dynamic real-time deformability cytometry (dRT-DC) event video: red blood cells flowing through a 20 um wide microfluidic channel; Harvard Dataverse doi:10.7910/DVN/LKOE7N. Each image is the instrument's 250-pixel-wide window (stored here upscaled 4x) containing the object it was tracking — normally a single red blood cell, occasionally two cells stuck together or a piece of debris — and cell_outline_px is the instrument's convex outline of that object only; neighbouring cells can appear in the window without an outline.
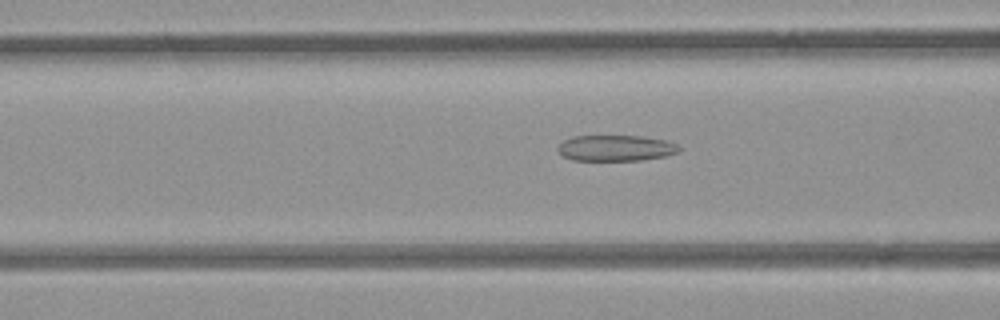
{"species": "common noctule bat (a hibernating species)", "species_latin": "Nyctalus noctula", "temperature_condition": "room temperature", "stored_images_in_passage": 50, "camera_frame_rate_fps": 3000, "um_per_image_px": 0.085, "animal": {"sex": "female", "body_mass_g": 21.9}, "frame": {"image": 1, "passage_image": 17, "time_ms": 5.333, "image_size_px": [1000, 320], "cell_outline_px": [[680, 152], [664, 156], [640, 160], [572, 160], [564, 156], [556, 148], [564, 140], [572, 136], [640, 136], [664, 140], [676, 144], [680, 148]], "centroid_in_image_um": [52.33, 12.58], "position_along_channel_um": 114.3, "area_um2": 18.15}}
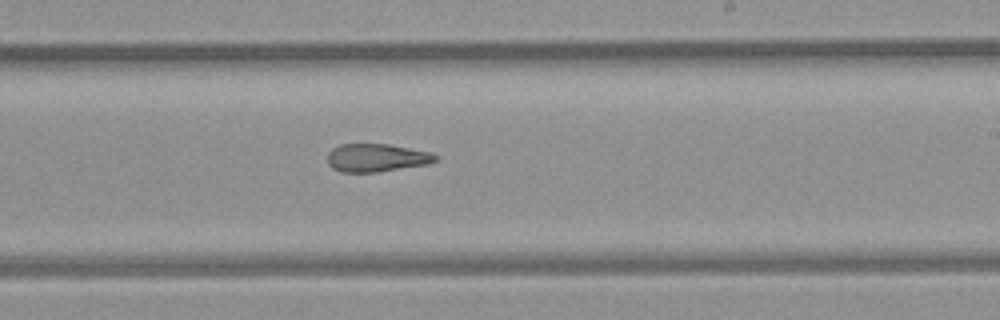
{"frame": {"image": 2, "passage_image": 28, "time_ms": 9.0, "image_size_px": [1000, 320], "cell_outline_px": [[440, 156], [436, 160], [428, 164], [376, 172], [340, 172], [332, 168], [328, 164], [328, 152], [332, 148], [340, 144], [388, 144], [432, 152]], "centroid_in_image_um": [32.01, 13.4], "position_along_channel_um": 257.0, "area_um2": 17.74}}
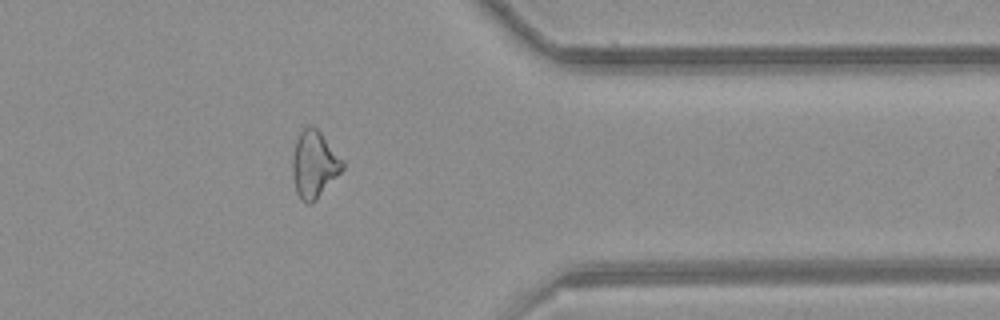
{"frame": {"image": 3, "passage_image": 39, "time_ms": 12.667, "image_size_px": [1000, 320], "cell_outline_px": [[344, 168], [316, 200], [312, 204], [308, 204], [300, 200], [296, 192], [292, 172], [292, 160], [296, 140], [300, 132], [308, 124], [312, 124], [320, 132], [344, 160]], "centroid_in_image_um": [26.7, 13.98], "position_along_channel_um": 384.7, "area_um2": 19.59}, "authors_computed_cell_mechanics": {"area_um2": 19.4786, "velocity_mm_per_s": 3.8832, "shape_relaxation_time_tau1_ms": null, "shape_relaxation_time_tau2_ms": 4.3441, "deformation_change_tau1": null, "deformation_change_tau2": 0.1396}}